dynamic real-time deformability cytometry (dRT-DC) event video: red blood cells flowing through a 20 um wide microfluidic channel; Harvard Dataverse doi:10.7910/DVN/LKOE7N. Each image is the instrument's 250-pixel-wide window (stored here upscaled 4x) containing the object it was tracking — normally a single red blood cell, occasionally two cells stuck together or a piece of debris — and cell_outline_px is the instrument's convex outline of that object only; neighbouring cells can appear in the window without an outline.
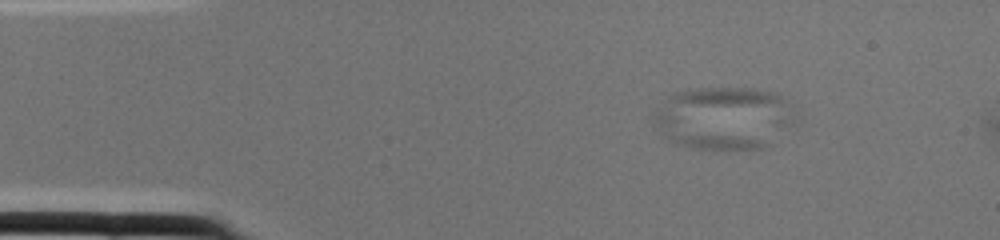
{"species": "common noctule bat (a hibernating species)", "species_latin": "Nyctalus noctula", "temperature_condition": "cold", "stored_images_in_passage": 2, "camera_frame_rate_fps": 3000, "um_per_image_px": 0.085, "animal": {"sex": "female", "body_mass_g": 22.0, "forearm_length_mm": 56.7}, "frame": {"image": 1, "passage_image": 1, "time_ms": 0.0, "image_size_px": [1000, 240], "cell_outline_px": [[800, 124], [768, 148], [688, 148], [672, 144], [656, 128], [648, 116], [668, 96], [676, 92], [688, 88], [752, 88], [776, 92], [800, 112]], "centroid_in_image_um": [61.62, 10.04], "position_along_channel_um": 23.4, "area_um2": 54.1}}